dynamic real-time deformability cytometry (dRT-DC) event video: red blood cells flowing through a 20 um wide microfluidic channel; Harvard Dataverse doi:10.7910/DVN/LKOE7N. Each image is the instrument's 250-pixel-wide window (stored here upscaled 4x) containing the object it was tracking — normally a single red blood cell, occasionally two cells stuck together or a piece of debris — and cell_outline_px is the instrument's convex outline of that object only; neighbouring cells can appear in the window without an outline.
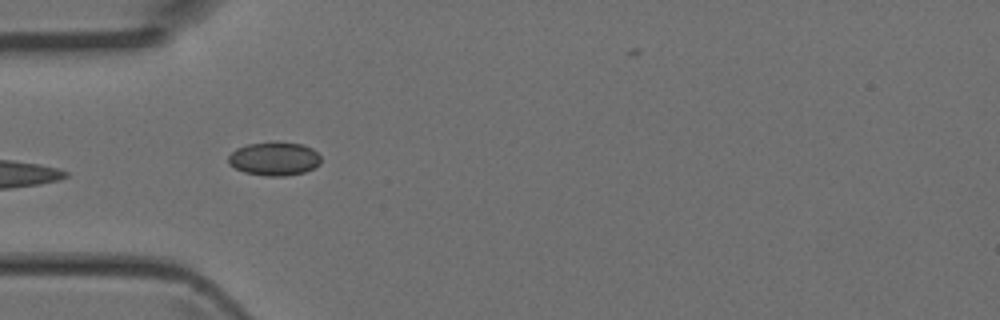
{"species": "Egyptian fruit bat (a non-hibernating species)", "species_latin": "Rousettus aegyptiacus", "temperature_condition": "room temperature", "stored_images_in_passage": 6, "camera_frame_rate_fps": 3000, "um_per_image_px": 0.085, "animal": {"sex": "female"}, "frame": {"image": 1, "passage_image": 5, "time_ms": 1.333, "image_size_px": [1000, 320], "cell_outline_px": [[320, 164], [304, 172], [284, 176], [268, 176], [244, 172], [228, 164], [228, 156], [236, 148], [248, 144], [272, 140], [276, 140], [300, 144], [312, 148], [320, 156]], "centroid_in_image_um": [23.29, 13.46], "position_along_channel_um": 61.7, "area_um2": 18.32}}
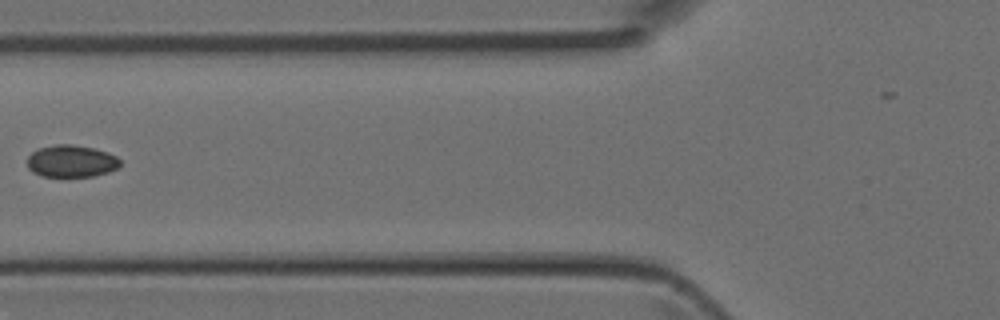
{"frame": {"image": 2, "passage_image": 6, "time_ms": 1.667, "image_size_px": [1000, 320], "cell_outline_px": [[120, 164], [116, 168], [108, 172], [92, 176], [40, 176], [32, 172], [28, 168], [28, 156], [32, 152], [40, 148], [56, 144], [72, 144], [96, 148], [108, 152], [116, 156], [120, 160]], "centroid_in_image_um": [6.06, 13.69], "position_along_channel_um": 119.7, "area_um2": 17.4}}